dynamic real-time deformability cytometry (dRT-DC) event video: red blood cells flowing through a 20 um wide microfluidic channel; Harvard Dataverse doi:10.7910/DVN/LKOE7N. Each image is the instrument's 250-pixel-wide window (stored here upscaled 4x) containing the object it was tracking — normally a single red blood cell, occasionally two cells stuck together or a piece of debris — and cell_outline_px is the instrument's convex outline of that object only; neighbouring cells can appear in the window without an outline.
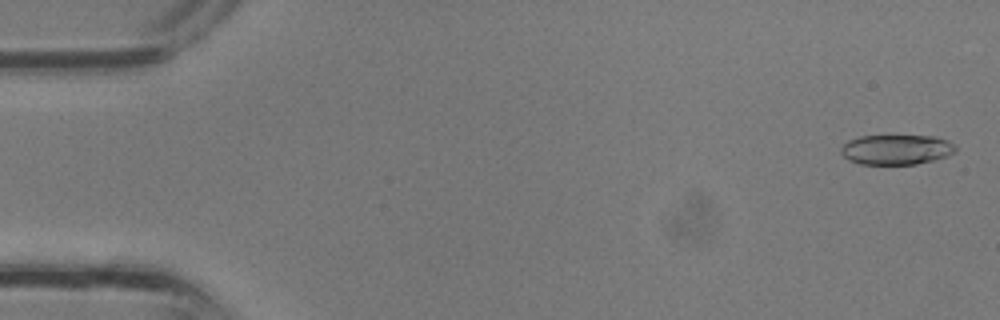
{"species": "common noctule bat (a hibernating species)", "species_latin": "Nyctalus noctula", "temperature_condition": "room temperature", "stored_images_in_passage": 34, "camera_frame_rate_fps": 3000, "um_per_image_px": 0.085, "animal": {"sex": "male", "body_mass_g": 13.3}, "frame": {"image": 1, "passage_image": 1, "time_ms": 0.0, "image_size_px": [1000, 320], "cell_outline_px": [[956, 152], [948, 156], [916, 164], [860, 164], [848, 160], [840, 152], [840, 148], [848, 140], [860, 136], [936, 136], [948, 140], [956, 148]], "centroid_in_image_um": [76.18, 12.71], "position_along_channel_um": 8.8, "area_um2": 20.06}}
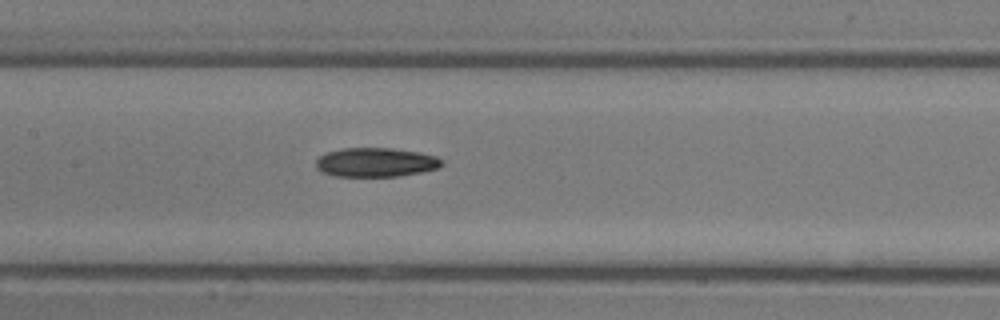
{"frame": {"image": 2, "passage_image": 16, "time_ms": 5.0, "image_size_px": [1000, 320], "cell_outline_px": [[444, 164], [436, 168], [420, 172], [396, 176], [336, 176], [324, 172], [316, 168], [316, 160], [324, 152], [344, 148], [392, 148], [420, 152], [436, 156], [444, 160]], "centroid_in_image_um": [31.95, 13.78], "position_along_channel_um": 175.5, "area_um2": 21.33}}
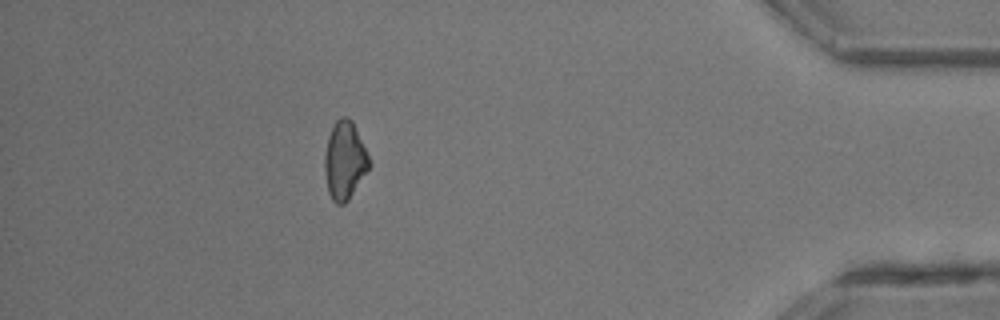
{"frame": {"image": 3, "passage_image": 30, "time_ms": 9.667, "image_size_px": [1000, 320], "cell_outline_px": [[372, 164], [348, 200], [344, 204], [336, 204], [332, 200], [328, 192], [324, 172], [324, 156], [328, 136], [332, 124], [340, 116], [344, 116], [352, 120]], "centroid_in_image_um": [29.28, 13.63], "position_along_channel_um": 405.9, "area_um2": 20.35}}